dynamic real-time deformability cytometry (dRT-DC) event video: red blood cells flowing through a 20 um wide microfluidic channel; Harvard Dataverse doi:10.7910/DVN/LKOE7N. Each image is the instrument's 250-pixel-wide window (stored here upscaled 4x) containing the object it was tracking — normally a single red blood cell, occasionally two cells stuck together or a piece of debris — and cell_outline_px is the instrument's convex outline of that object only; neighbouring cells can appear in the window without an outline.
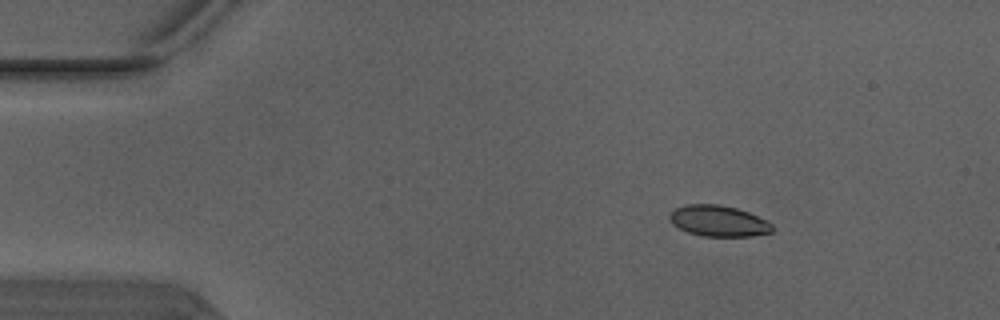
{"species": "Egyptian fruit bat (a non-hibernating species)", "species_latin": "Rousettus aegyptiacus", "temperature_condition": "warm", "stored_images_in_passage": 4, "camera_frame_rate_fps": 3000, "um_per_image_px": 0.085, "animal": {"sex": "male"}, "frame": {"image": 1, "passage_image": 2, "time_ms": 0.333, "image_size_px": [1000, 320], "cell_outline_px": [[772, 232], [752, 236], [704, 236], [688, 232], [672, 224], [668, 220], [668, 216], [676, 208], [688, 204], [716, 204], [736, 208], [748, 212], [768, 220], [772, 224]], "centroid_in_image_um": [61.07, 18.78], "position_along_channel_um": 23.9, "area_um2": 18.5}}